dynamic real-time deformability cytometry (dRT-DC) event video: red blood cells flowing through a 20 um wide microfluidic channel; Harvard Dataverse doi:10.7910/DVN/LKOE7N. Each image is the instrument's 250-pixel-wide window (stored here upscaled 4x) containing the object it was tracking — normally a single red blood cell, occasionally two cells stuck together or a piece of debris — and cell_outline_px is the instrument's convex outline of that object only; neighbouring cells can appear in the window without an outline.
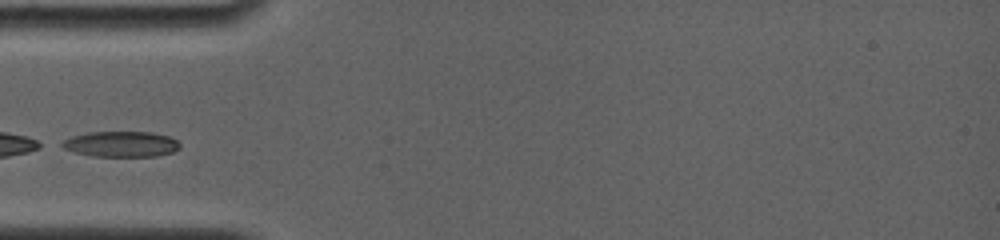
{"species": "common noctule bat (a hibernating species)", "species_latin": "Nyctalus noctula", "temperature_condition": "room temperature", "stored_images_in_passage": 4, "camera_frame_rate_fps": 4000, "um_per_image_px": 0.085, "animal": {"sex": "female", "body_mass_g": 19.0, "forearm_length_mm": 56.7}, "frame": {"image": 1, "passage_image": 1, "time_ms": 0.0, "image_size_px": [1000, 240], "cell_outline_px": [[180, 148], [172, 152], [156, 156], [92, 156], [76, 152], [64, 148], [56, 144], [72, 136], [88, 132], [152, 132], [168, 136], [176, 140], [180, 144]], "centroid_in_image_um": [10.27, 12.24], "position_along_channel_um": 74.7, "area_um2": 17.57}}